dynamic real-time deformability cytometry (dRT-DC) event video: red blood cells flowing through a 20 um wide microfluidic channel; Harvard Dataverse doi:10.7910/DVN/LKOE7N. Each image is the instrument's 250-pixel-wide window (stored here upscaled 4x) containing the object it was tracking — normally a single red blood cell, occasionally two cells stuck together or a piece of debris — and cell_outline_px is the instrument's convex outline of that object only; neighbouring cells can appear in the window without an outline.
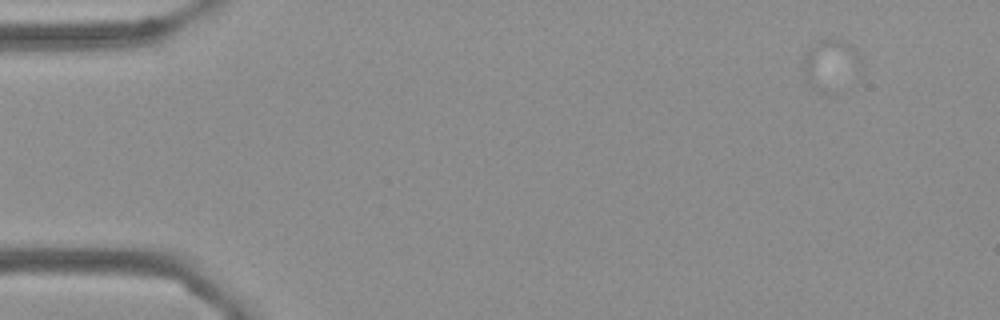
{"species": "Egyptian fruit bat (a non-hibernating species)", "species_latin": "Rousettus aegyptiacus", "temperature_condition": "cold", "stored_images_in_passage": 5, "camera_frame_rate_fps": 3000, "um_per_image_px": 0.085, "frame": {"image": 1, "passage_image": 1, "time_ms": 0.0, "image_size_px": [1000, 320], "cell_outline_px": [[860, 60], [828, 96], [812, 88], [808, 84], [800, 64], [804, 56], [812, 44], [828, 36], [840, 40], [848, 44], [856, 52]], "centroid_in_image_um": [70.4, 5.44], "position_along_channel_um": 14.6, "area_um2": 16.07}}
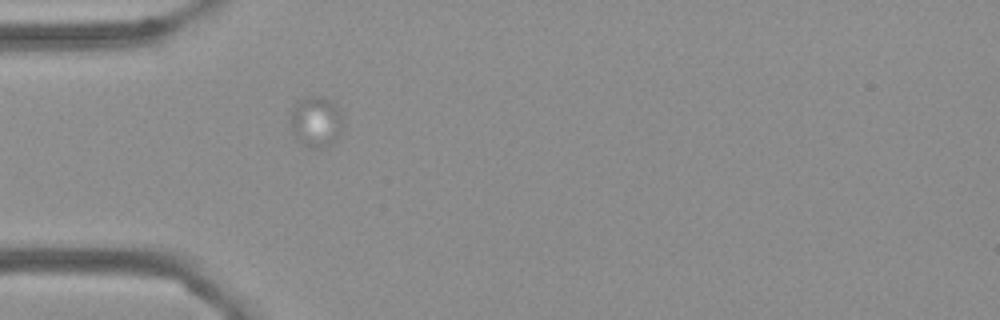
{"frame": {"image": 2, "passage_image": 5, "time_ms": 1.333, "image_size_px": [1000, 320], "cell_outline_px": [[344, 124], [340, 132], [332, 144], [320, 148], [304, 148], [296, 136], [292, 128], [292, 112], [296, 100], [308, 96], [328, 100], [336, 104]], "centroid_in_image_um": [26.87, 10.37], "position_along_channel_um": 58.1, "area_um2": 15.26}}